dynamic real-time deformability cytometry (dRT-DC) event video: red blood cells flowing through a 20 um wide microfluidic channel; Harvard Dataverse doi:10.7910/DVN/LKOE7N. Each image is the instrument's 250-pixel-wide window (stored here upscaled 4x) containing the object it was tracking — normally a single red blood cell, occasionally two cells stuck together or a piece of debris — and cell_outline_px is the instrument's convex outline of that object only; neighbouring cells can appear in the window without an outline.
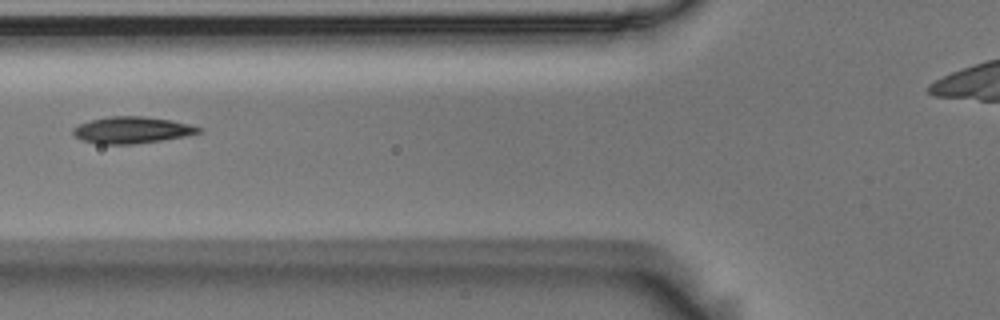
{"species": "Egyptian fruit bat (a non-hibernating species)", "species_latin": "Rousettus aegyptiacus", "temperature_condition": "room temperature", "stored_images_in_passage": 2, "camera_frame_rate_fps": 3000, "um_per_image_px": 0.085, "animal": {"sex": "male"}, "frame": {"image": 1, "passage_image": 2, "time_ms": 0.333, "image_size_px": [1000, 320], "cell_outline_px": [[204, 128], [200, 132], [184, 136], [160, 140], [132, 144], [96, 144], [80, 140], [72, 132], [72, 128], [80, 124], [92, 120], [108, 116], [144, 116], [172, 120]], "centroid_in_image_um": [11.19, 11.05], "position_along_channel_um": 114.6, "area_um2": 19.42}}